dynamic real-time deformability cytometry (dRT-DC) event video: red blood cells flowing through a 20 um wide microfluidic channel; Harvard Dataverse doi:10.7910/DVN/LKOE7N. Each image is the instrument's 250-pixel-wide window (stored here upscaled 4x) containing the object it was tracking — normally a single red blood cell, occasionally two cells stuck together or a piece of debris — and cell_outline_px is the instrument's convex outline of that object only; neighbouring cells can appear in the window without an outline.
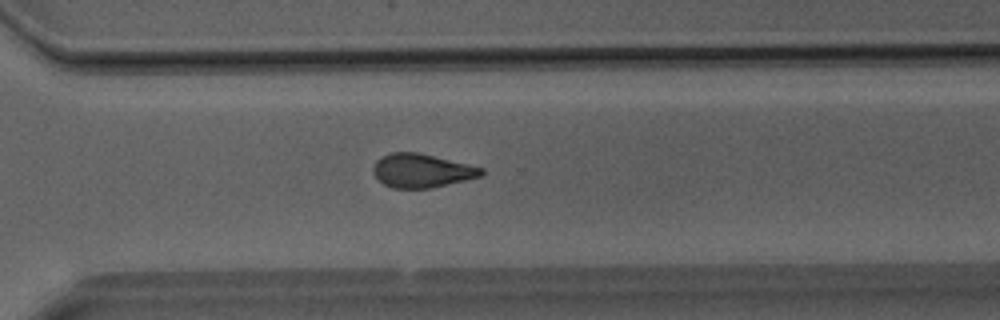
{"species": "Egyptian fruit bat (a non-hibernating species)", "species_latin": "Rousettus aegyptiacus", "temperature_condition": "room temperature", "stored_images_in_passage": 27, "camera_frame_rate_fps": 3000, "um_per_image_px": 0.085, "animal": {"sex": "male"}, "frame": {"image": 1, "passage_image": 16, "time_ms": 5.0, "image_size_px": [1000, 320], "cell_outline_px": [[484, 172], [480, 176], [432, 188], [392, 188], [384, 184], [372, 172], [372, 168], [376, 160], [380, 156], [392, 152], [416, 152], [468, 164], [484, 168]], "centroid_in_image_um": [35.81, 14.5], "position_along_channel_um": 334.8, "area_um2": 21.1}}
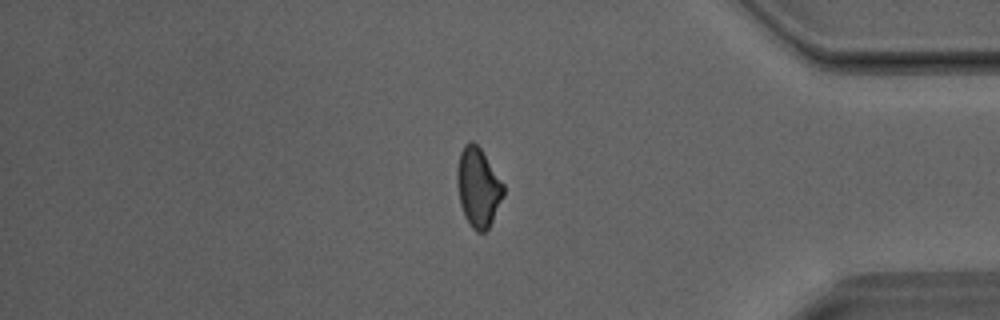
{"frame": {"image": 2, "passage_image": 21, "time_ms": 6.667, "image_size_px": [1000, 320], "cell_outline_px": [[504, 196], [488, 228], [484, 232], [476, 232], [472, 228], [464, 216], [460, 204], [456, 184], [456, 168], [460, 152], [464, 144], [472, 140], [480, 148], [504, 184]], "centroid_in_image_um": [40.62, 15.92], "position_along_channel_um": 394.6, "area_um2": 21.5}}
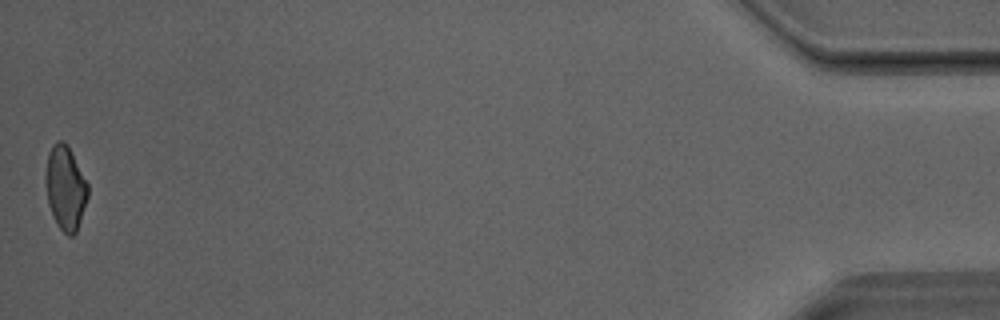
{"frame": {"image": 3, "passage_image": 27, "time_ms": 8.667, "image_size_px": [1000, 320], "cell_outline_px": [[88, 196], [76, 232], [72, 236], [68, 236], [60, 228], [52, 216], [48, 204], [48, 152], [52, 144], [56, 140], [64, 140], [88, 184]], "centroid_in_image_um": [5.58, 15.99], "position_along_channel_um": 429.6, "area_um2": 19.88}}